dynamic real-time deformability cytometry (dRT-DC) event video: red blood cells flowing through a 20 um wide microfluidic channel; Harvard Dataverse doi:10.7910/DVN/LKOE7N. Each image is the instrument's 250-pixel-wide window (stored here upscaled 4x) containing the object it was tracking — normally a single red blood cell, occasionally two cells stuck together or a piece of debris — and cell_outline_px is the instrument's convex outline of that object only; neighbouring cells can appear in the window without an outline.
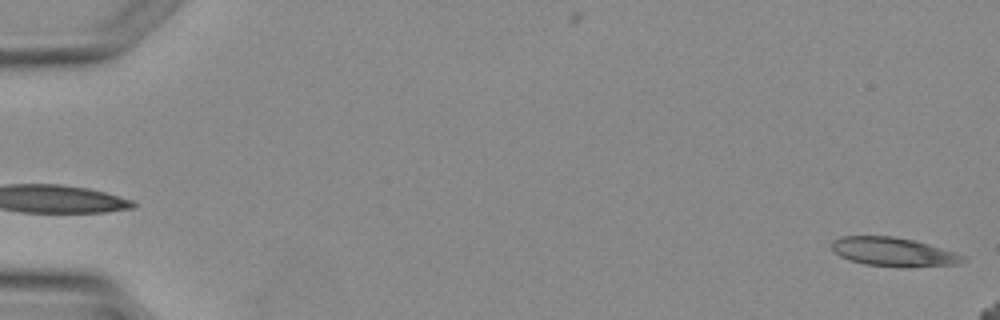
{"species": "Egyptian fruit bat (a non-hibernating species)", "species_latin": "Rousettus aegyptiacus", "temperature_condition": "warm", "stored_images_in_passage": 2, "camera_frame_rate_fps": 3000, "um_per_image_px": 0.085, "animal": {"sex": "female"}, "frame": {"image": 1, "passage_image": 1, "time_ms": 0.0, "image_size_px": [1000, 320], "cell_outline_px": [[968, 260], [956, 264], [908, 268], [904, 268], [864, 264], [848, 260], [840, 256], [832, 248], [832, 240], [840, 236], [892, 236], [912, 240], [940, 248], [964, 256]], "centroid_in_image_um": [75.91, 21.43], "position_along_channel_um": 9.1, "area_um2": 22.02}}